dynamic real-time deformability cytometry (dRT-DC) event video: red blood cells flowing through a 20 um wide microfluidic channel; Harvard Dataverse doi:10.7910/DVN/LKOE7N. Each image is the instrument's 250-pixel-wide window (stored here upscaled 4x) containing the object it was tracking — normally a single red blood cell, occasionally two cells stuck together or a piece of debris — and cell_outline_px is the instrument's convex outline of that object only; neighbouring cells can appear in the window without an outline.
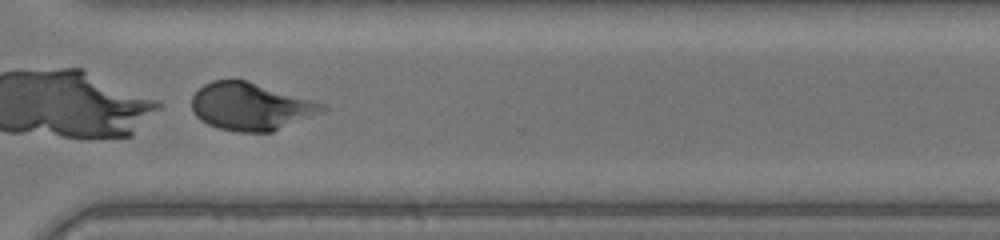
{"species": "human", "species_latin": "Homo sapiens", "temperature_condition": "warm", "stored_images_in_passage": 49, "camera_frame_rate_fps": 3000, "um_per_image_px": 0.085, "donor": {"sex": "female"}, "frame": {"image": 1, "passage_image": 37, "time_ms": 12.0, "image_size_px": [1000, 240], "cell_outline_px": [[328, 108], [324, 112], [272, 132], [236, 132], [220, 128], [208, 124], [200, 120], [192, 112], [192, 96], [204, 84], [212, 80], [248, 80], [312, 100], [324, 104]], "centroid_in_image_um": [21.31, 9.06], "position_along_channel_um": 349.3, "area_um2": 36.18}}